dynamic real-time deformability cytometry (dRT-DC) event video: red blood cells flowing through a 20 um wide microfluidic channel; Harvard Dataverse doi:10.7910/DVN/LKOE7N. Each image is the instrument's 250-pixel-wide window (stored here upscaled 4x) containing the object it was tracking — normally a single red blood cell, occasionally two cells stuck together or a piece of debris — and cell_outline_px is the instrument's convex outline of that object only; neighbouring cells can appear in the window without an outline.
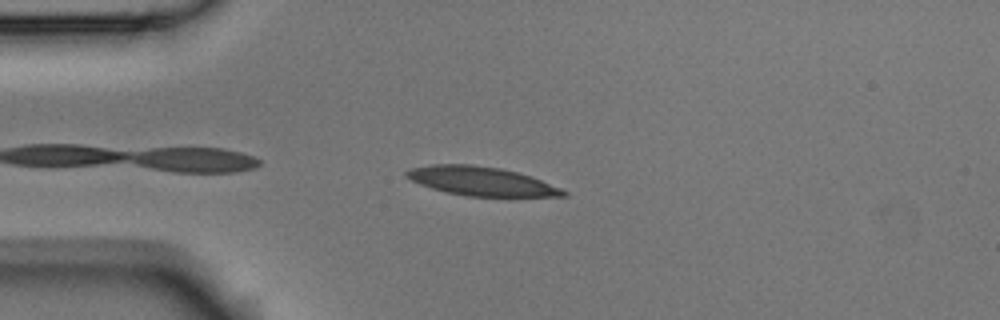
{"species": "Egyptian fruit bat (a non-hibernating species)", "species_latin": "Rousettus aegyptiacus", "temperature_condition": "room temperature", "stored_images_in_passage": 8, "camera_frame_rate_fps": 3000, "um_per_image_px": 0.085, "animal": {"sex": "male"}, "frame": {"image": 1, "passage_image": 2, "time_ms": 0.333, "image_size_px": [1000, 320], "cell_outline_px": [[568, 196], [464, 196], [432, 188], [420, 184], [404, 176], [404, 172], [408, 168], [432, 164], [468, 164], [500, 168], [532, 176], [560, 188], [568, 192]], "centroid_in_image_um": [40.87, 15.39], "position_along_channel_um": 44.1, "area_um2": 26.3}}
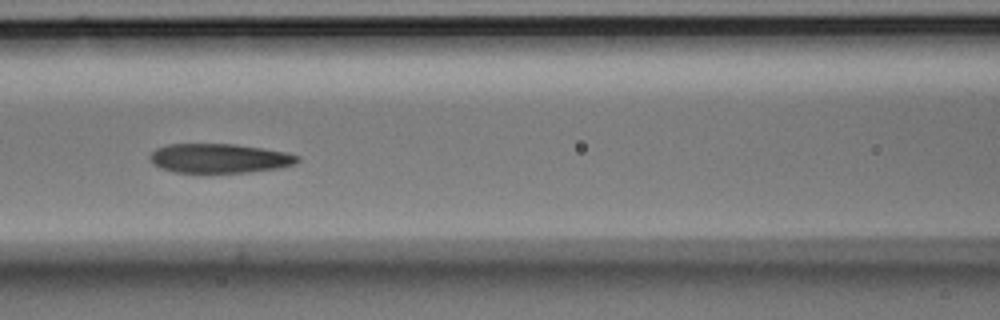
{"frame": {"image": 2, "passage_image": 5, "time_ms": 1.333, "image_size_px": [1000, 320], "cell_outline_px": [[300, 160], [296, 164], [280, 168], [248, 172], [172, 172], [160, 168], [152, 164], [148, 160], [148, 156], [156, 148], [168, 144], [232, 144], [264, 148], [288, 152], [300, 156]], "centroid_in_image_um": [18.65, 13.45], "position_along_channel_um": 148.0, "area_um2": 25.49}}
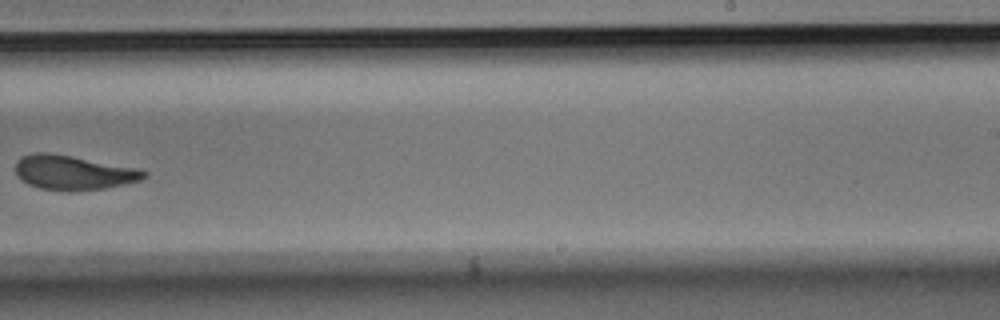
{"frame": {"image": 3, "passage_image": 8, "time_ms": 2.333, "image_size_px": [1000, 320], "cell_outline_px": [[148, 176], [140, 180], [104, 188], [68, 192], [40, 188], [28, 184], [20, 180], [16, 172], [16, 160], [20, 156], [32, 152], [48, 152], [72, 156], [136, 168], [148, 172]], "centroid_in_image_um": [6.18, 14.66], "position_along_channel_um": 282.8, "area_um2": 25.89}}